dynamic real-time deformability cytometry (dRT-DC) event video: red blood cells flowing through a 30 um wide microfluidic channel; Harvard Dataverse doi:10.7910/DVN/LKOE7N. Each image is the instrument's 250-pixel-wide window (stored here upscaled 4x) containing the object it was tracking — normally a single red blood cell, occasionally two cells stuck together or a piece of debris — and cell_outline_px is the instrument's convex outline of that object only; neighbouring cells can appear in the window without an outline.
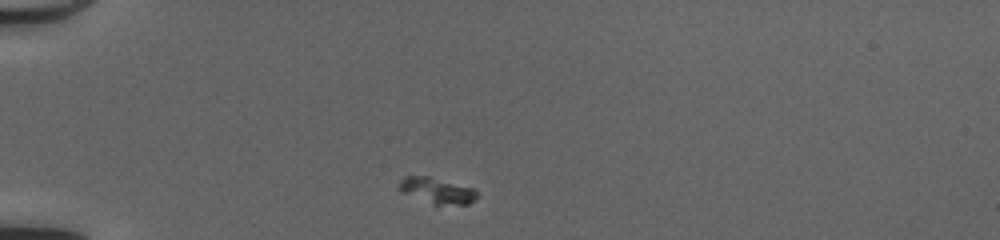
{"species": "common noctule bat (a hibernating species)", "species_latin": "Nyctalus noctula", "temperature_condition": "cold", "stored_images_in_passage": 38, "camera_frame_rate_fps": 3000, "um_per_image_px": 0.085, "animal": {"sex": "female", "body_mass_g": 20.0, "forearm_length_mm": 54.0}, "frame": {"image": 1, "passage_image": 1, "time_ms": 0.0, "image_size_px": [1000, 240], "cell_outline_px": [[476, 196], [468, 204], [436, 208], [396, 188], [400, 180], [404, 176], [428, 176], [472, 188], [476, 192]], "centroid_in_image_um": [37.1, 16.26], "position_along_channel_um": 47.9, "area_um2": 12.08}}
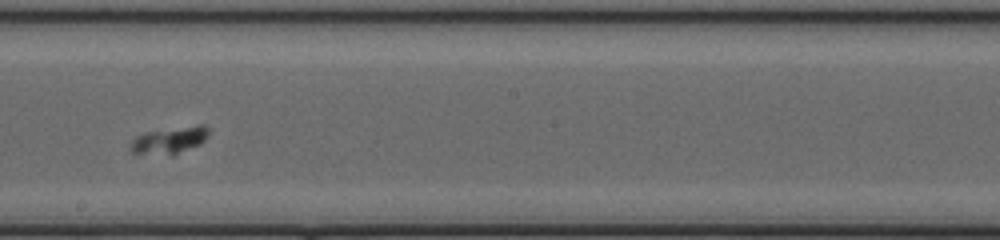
{"frame": {"image": 2, "passage_image": 17, "time_ms": 5.333, "image_size_px": [1000, 240], "cell_outline_px": [[208, 136], [200, 144], [172, 156], [132, 152], [128, 148], [132, 140], [136, 136], [144, 132], [196, 124], [204, 124], [208, 128]], "centroid_in_image_um": [14.41, 11.91], "position_along_channel_um": 233.8, "area_um2": 12.48}}
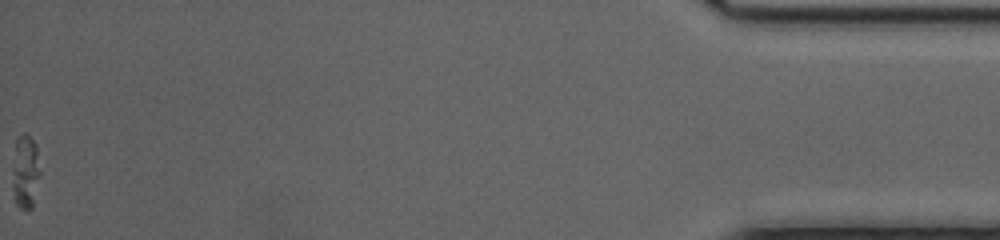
{"frame": {"image": 3, "passage_image": 38, "time_ms": 12.333, "image_size_px": [1000, 240], "cell_outline_px": [[40, 172], [32, 208], [28, 212], [20, 208], [16, 204], [12, 188], [12, 184], [16, 136], [24, 132], [36, 144]], "centroid_in_image_um": [2.15, 14.62], "position_along_channel_um": 433.0, "area_um2": 11.91}}